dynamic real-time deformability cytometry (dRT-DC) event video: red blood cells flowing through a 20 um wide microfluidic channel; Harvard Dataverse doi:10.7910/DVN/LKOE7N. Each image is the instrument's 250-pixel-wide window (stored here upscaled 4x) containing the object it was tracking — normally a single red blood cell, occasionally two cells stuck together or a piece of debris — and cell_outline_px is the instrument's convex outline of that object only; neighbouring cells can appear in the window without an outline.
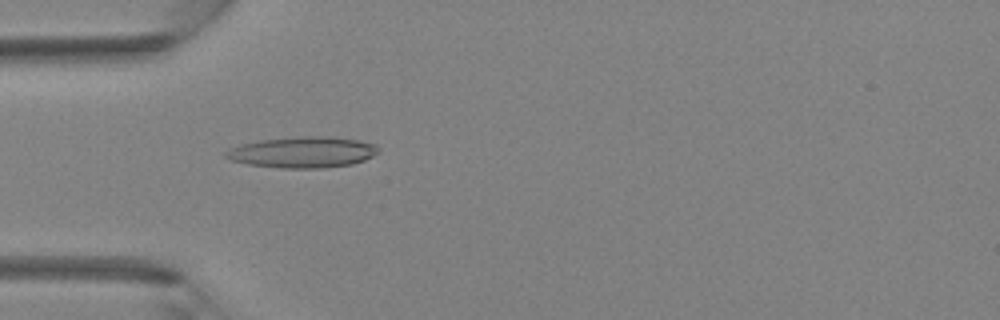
{"species": "Egyptian fruit bat (a non-hibernating species)", "species_latin": "Rousettus aegyptiacus", "temperature_condition": "room temperature", "stored_images_in_passage": 38, "camera_frame_rate_fps": 3000, "um_per_image_px": 0.085, "animal": {"sex": "female"}, "frame": {"image": 1, "passage_image": 9, "time_ms": 2.667, "image_size_px": [1000, 320], "cell_outline_px": [[380, 152], [364, 160], [352, 164], [320, 168], [280, 168], [248, 164], [232, 160], [224, 156], [224, 152], [228, 148], [260, 140], [304, 136], [332, 136], [356, 140], [376, 144]], "centroid_in_image_um": [25.74, 12.94], "position_along_channel_um": 59.3, "area_um2": 27.51}}
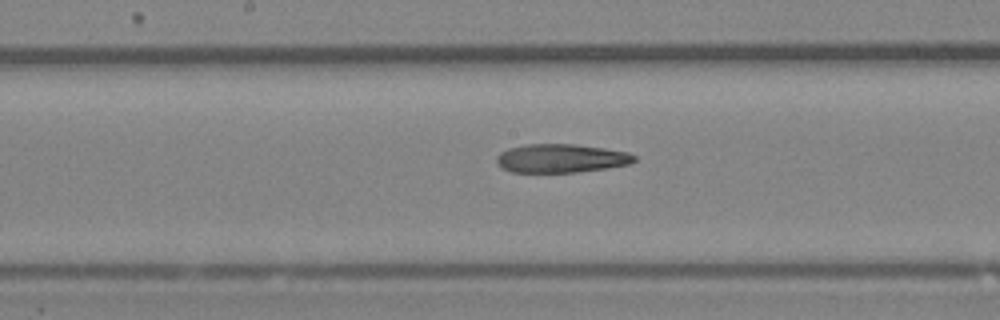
{"frame": {"image": 2, "passage_image": 18, "time_ms": 5.667, "image_size_px": [1000, 320], "cell_outline_px": [[636, 160], [628, 164], [608, 168], [576, 172], [512, 172], [504, 168], [496, 160], [496, 156], [500, 152], [508, 148], [524, 144], [576, 144], [604, 148], [628, 152], [636, 156]], "centroid_in_image_um": [47.7, 13.45], "position_along_channel_um": 200.5, "area_um2": 22.95}}
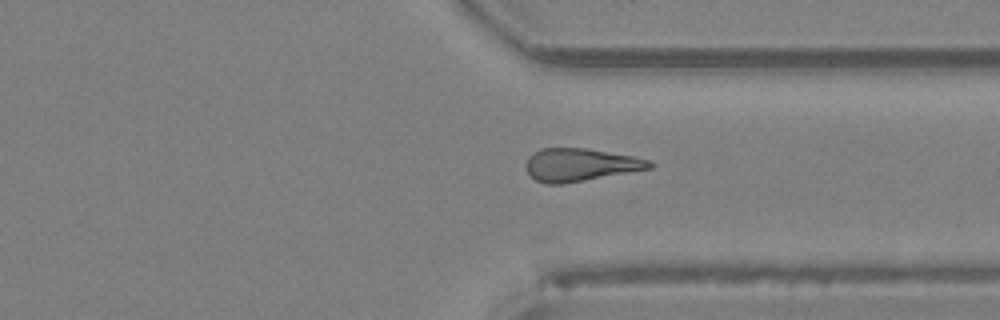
{"frame": {"image": 3, "passage_image": 28, "time_ms": 9.0, "image_size_px": [1000, 320], "cell_outline_px": [[652, 168], [564, 184], [544, 184], [536, 180], [528, 172], [528, 156], [532, 152], [540, 148], [588, 148], [636, 156], [652, 160]], "centroid_in_image_um": [49.36, 14.0], "position_along_channel_um": 362.0, "area_um2": 23.76}}